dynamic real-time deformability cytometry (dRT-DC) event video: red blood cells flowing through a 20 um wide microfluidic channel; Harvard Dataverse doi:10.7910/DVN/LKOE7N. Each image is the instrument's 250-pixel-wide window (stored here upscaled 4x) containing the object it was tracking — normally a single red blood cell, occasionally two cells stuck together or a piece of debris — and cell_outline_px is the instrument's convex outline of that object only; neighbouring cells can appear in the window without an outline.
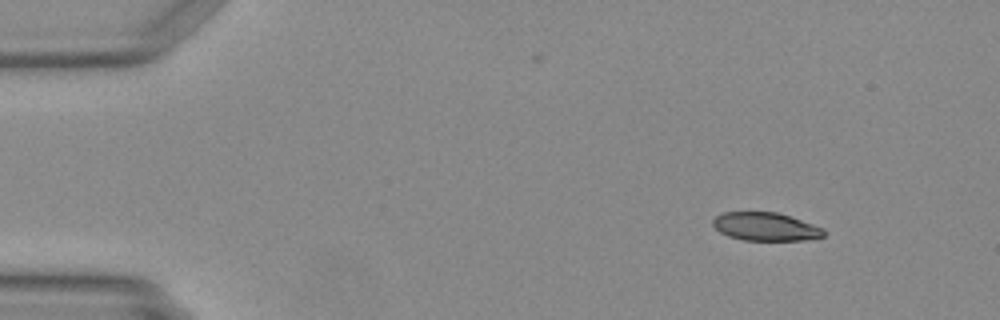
{"species": "Egyptian fruit bat (a non-hibernating species)", "species_latin": "Rousettus aegyptiacus", "temperature_condition": "warm", "stored_images_in_passage": 48, "camera_frame_rate_fps": 3000, "um_per_image_px": 0.085, "animal": {"sex": "female"}, "frame": {"image": 1, "passage_image": 5, "time_ms": 1.333, "image_size_px": [1000, 320], "cell_outline_px": [[824, 236], [804, 240], [744, 240], [728, 236], [720, 232], [712, 224], [712, 220], [716, 216], [724, 212], [776, 212], [824, 228]], "centroid_in_image_um": [65.04, 19.26], "position_along_channel_um": 20.0, "area_um2": 18.03}}
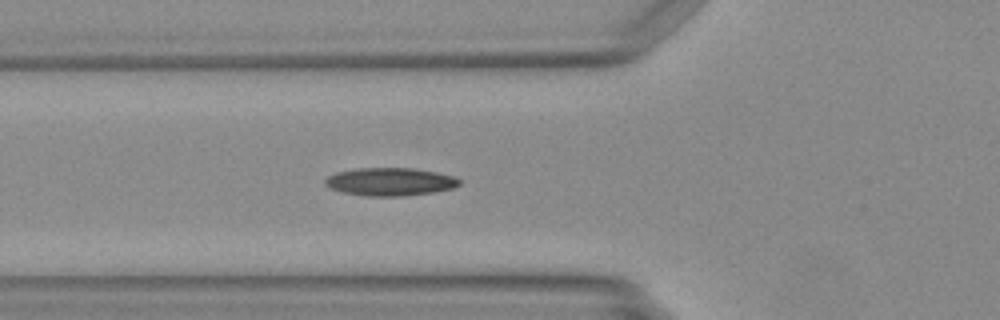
{"frame": {"image": 2, "passage_image": 17, "time_ms": 5.333, "image_size_px": [1000, 320], "cell_outline_px": [[460, 184], [452, 188], [432, 192], [404, 196], [368, 196], [344, 192], [328, 188], [324, 184], [324, 180], [328, 176], [336, 172], [356, 168], [412, 168], [436, 172], [456, 176], [460, 180]], "centroid_in_image_um": [33.14, 15.44], "position_along_channel_um": 92.7, "area_um2": 21.91}}
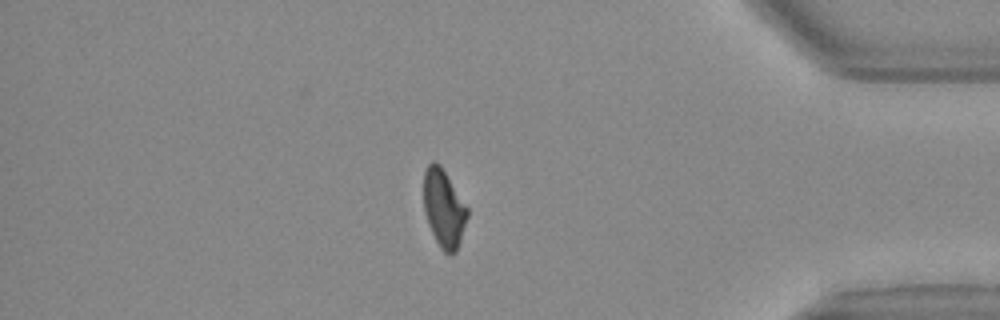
{"frame": {"image": 3, "passage_image": 41, "time_ms": 13.333, "image_size_px": [1000, 320], "cell_outline_px": [[468, 216], [456, 252], [448, 256], [440, 248], [428, 224], [424, 212], [424, 172], [428, 164], [432, 160], [440, 164], [468, 208]], "centroid_in_image_um": [37.72, 17.72], "position_along_channel_um": 397.5, "area_um2": 19.77}}